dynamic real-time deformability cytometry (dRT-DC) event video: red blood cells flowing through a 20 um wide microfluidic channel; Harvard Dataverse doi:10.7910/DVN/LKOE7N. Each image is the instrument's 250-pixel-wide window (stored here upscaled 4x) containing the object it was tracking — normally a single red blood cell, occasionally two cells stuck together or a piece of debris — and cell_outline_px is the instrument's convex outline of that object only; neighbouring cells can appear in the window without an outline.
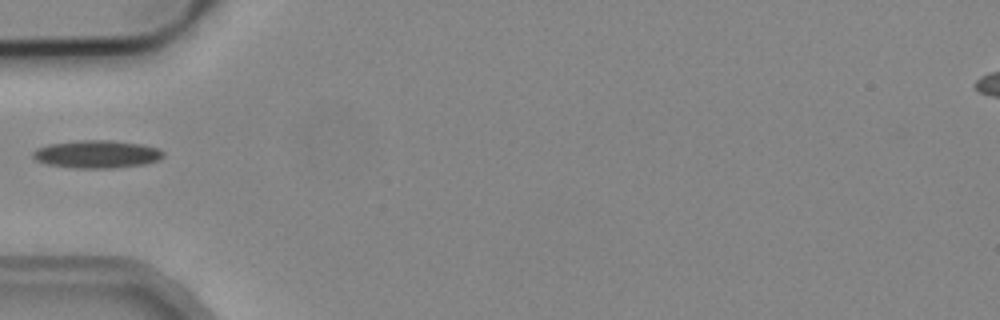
{"species": "common noctule bat (a hibernating species)", "species_latin": "Nyctalus noctula", "temperature_condition": "cold", "stored_images_in_passage": 1, "camera_frame_rate_fps": 3000, "um_per_image_px": 0.085, "animal": {"sex": "male", "body_mass_g": 19.2, "forearm_length_mm": 51.8}, "frame": {"image": 1, "passage_image": 1, "time_ms": 0.0, "image_size_px": [1000, 320], "cell_outline_px": [[164, 156], [160, 160], [144, 164], [112, 168], [72, 168], [48, 164], [36, 160], [32, 156], [32, 152], [36, 148], [48, 144], [84, 140], [112, 140], [140, 144], [160, 148], [164, 152]], "centroid_in_image_um": [8.25, 13.1], "position_along_channel_um": 76.8, "area_um2": 21.21}}